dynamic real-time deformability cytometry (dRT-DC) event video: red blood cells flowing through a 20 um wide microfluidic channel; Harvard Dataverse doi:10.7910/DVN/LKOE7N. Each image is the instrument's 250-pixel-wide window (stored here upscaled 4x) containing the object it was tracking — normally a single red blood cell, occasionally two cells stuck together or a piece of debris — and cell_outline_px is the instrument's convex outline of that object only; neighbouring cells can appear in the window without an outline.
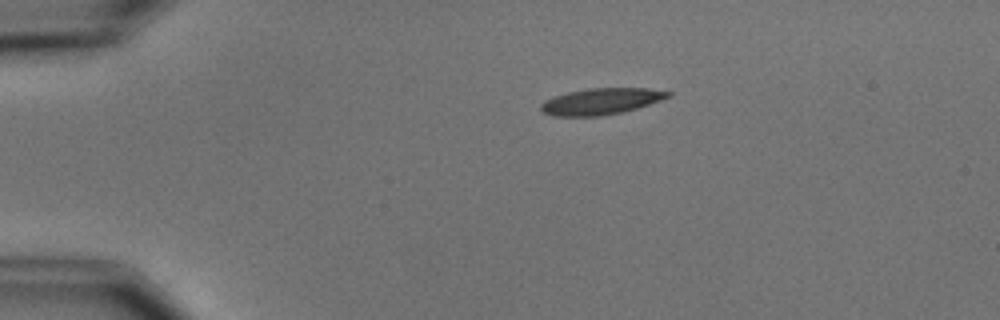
{"species": "common noctule bat (a hibernating species)", "species_latin": "Nyctalus noctula", "temperature_condition": "cold", "stored_images_in_passage": 6, "camera_frame_rate_fps": 3000, "um_per_image_px": 0.085, "animal": {"sex": "male", "body_mass_g": 15.6}, "frame": {"image": 1, "passage_image": 1, "time_ms": 0.0, "image_size_px": [1000, 320], "cell_outline_px": [[672, 96], [624, 112], [600, 116], [556, 116], [544, 112], [540, 108], [540, 104], [544, 100], [552, 96], [568, 92], [588, 88], [648, 88], [672, 92]], "centroid_in_image_um": [51.08, 8.61], "position_along_channel_um": 33.9, "area_um2": 19.54}}
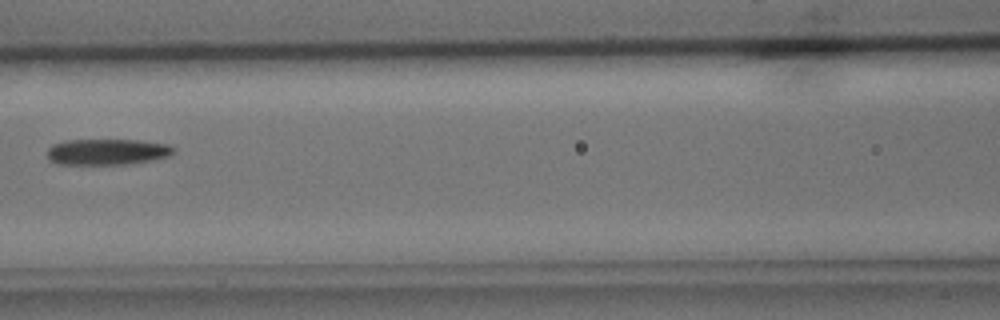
{"frame": {"image": 2, "passage_image": 5, "time_ms": 4.667, "image_size_px": [1000, 320], "cell_outline_px": [[176, 152], [168, 156], [148, 160], [124, 164], [56, 164], [48, 160], [48, 148], [52, 144], [64, 140], [140, 140], [168, 144], [176, 148]], "centroid_in_image_um": [9.09, 12.89], "position_along_channel_um": 157.5, "area_um2": 19.19}}
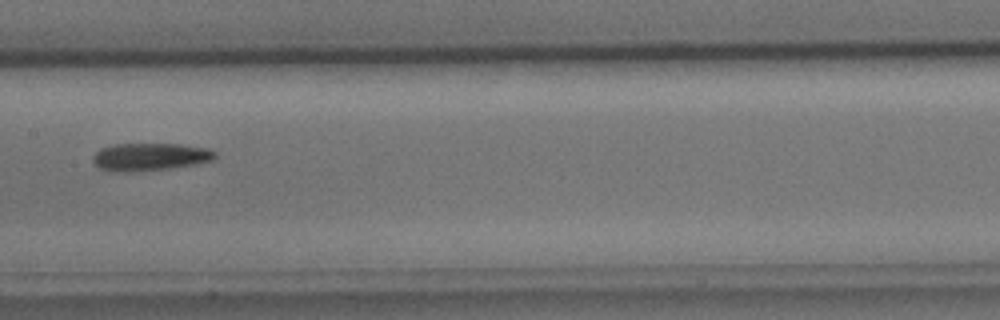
{"frame": {"image": 3, "passage_image": 6, "time_ms": 5.667, "image_size_px": [1000, 320], "cell_outline_px": [[216, 156], [212, 160], [196, 164], [168, 168], [132, 172], [112, 172], [100, 168], [92, 160], [92, 156], [100, 148], [112, 144], [180, 144], [208, 148], [216, 152]], "centroid_in_image_um": [12.72, 13.33], "position_along_channel_um": 194.7, "area_um2": 19.77}}